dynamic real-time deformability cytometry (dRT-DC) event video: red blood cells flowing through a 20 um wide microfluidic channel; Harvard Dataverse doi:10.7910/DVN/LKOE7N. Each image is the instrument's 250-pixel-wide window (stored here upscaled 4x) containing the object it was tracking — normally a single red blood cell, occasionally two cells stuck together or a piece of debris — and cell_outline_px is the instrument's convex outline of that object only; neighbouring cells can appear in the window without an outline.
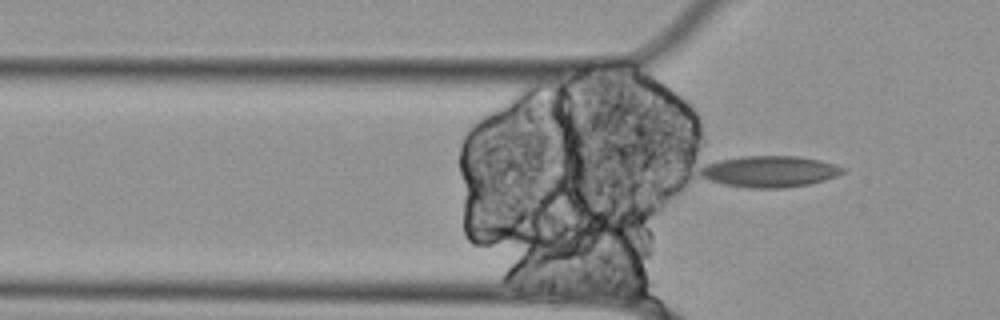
{"species": "Egyptian fruit bat (a non-hibernating species)", "species_latin": "Rousettus aegyptiacus", "temperature_condition": "cold", "stored_images_in_passage": 16, "camera_frame_rate_fps": 3000, "um_per_image_px": 0.085, "animal": {"sex": "female"}, "frame": {"image": 1, "passage_image": 16, "time_ms": 5.0, "image_size_px": [1000, 320], "cell_outline_px": [[844, 172], [836, 176], [824, 180], [808, 184], [784, 188], [748, 188], [724, 184], [708, 180], [700, 176], [700, 168], [704, 164], [716, 160], [740, 156], [800, 156], [820, 160], [836, 164], [844, 168]], "centroid_in_image_um": [65.38, 14.57], "position_along_channel_um": 60.4, "area_um2": 26.24}}